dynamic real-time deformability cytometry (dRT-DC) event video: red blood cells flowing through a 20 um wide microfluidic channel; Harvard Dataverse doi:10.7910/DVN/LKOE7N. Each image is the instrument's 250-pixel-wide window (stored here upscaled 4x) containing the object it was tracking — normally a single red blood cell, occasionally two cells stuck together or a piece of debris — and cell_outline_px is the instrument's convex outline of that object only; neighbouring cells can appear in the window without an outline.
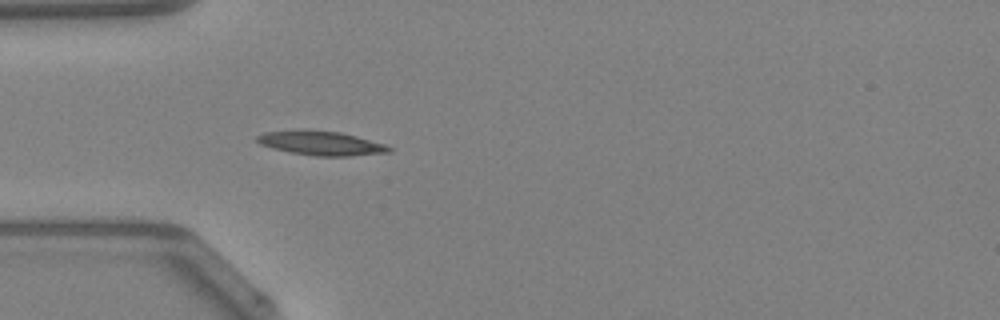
{"species": "Egyptian fruit bat (a non-hibernating species)", "species_latin": "Rousettus aegyptiacus", "temperature_condition": "warm", "stored_images_in_passage": 47, "camera_frame_rate_fps": 3000, "um_per_image_px": 0.085, "animal": {"sex": "female"}, "frame": {"image": 1, "passage_image": 14, "time_ms": 4.333, "image_size_px": [1000, 320], "cell_outline_px": [[392, 152], [352, 156], [316, 156], [292, 152], [272, 148], [260, 144], [256, 140], [256, 136], [264, 132], [300, 128], [308, 128], [340, 132], [356, 136], [384, 144], [392, 148]], "centroid_in_image_um": [27.26, 12.14], "position_along_channel_um": 57.7, "area_um2": 18.96}, "authors_computed_cell_mechanics": {"area_um2": 16.762, "velocity_mm_per_s": 4.2494, "shape_relaxation_time_tau1_ms": 4.2818, "shape_relaxation_time_tau2_ms": null, "deformation_change_tau1": 0.1675, "deformation_change_tau2": null}}